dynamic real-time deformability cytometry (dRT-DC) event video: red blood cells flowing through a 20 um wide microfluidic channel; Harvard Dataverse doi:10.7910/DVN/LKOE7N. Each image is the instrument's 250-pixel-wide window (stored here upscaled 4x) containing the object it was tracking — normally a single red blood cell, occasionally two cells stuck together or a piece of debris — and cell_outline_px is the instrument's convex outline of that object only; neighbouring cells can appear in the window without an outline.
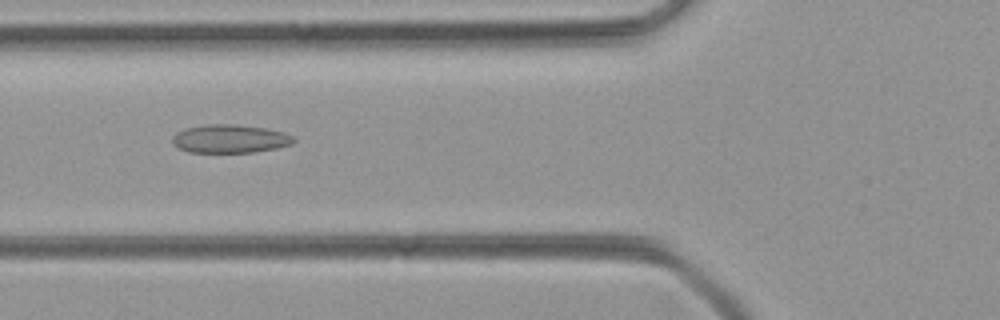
{"species": "common noctule bat (a hibernating species)", "species_latin": "Nyctalus noctula", "temperature_condition": "room temperature", "stored_images_in_passage": 50, "camera_frame_rate_fps": 3000, "um_per_image_px": 0.085, "animal": {"sex": "female", "body_mass_g": 21.9}, "frame": {"image": 1, "passage_image": 19, "time_ms": 6.0, "image_size_px": [1000, 320], "cell_outline_px": [[296, 140], [292, 144], [276, 148], [252, 152], [188, 152], [176, 148], [172, 144], [172, 136], [176, 132], [184, 128], [204, 124], [236, 124], [264, 128], [284, 132], [292, 136]], "centroid_in_image_um": [19.49, 11.79], "position_along_channel_um": 106.3, "area_um2": 20.23}}
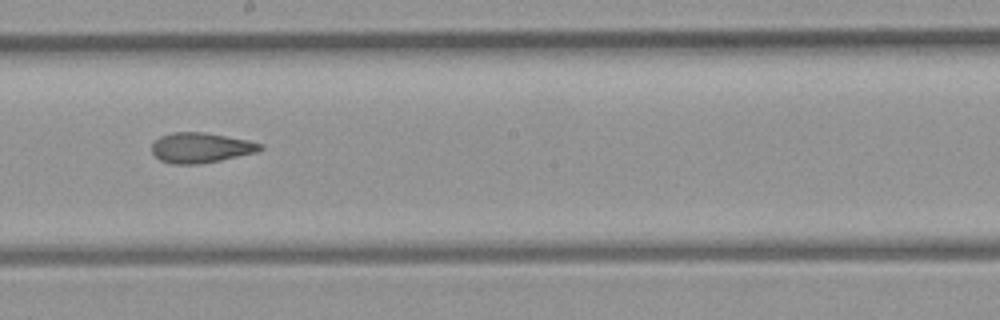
{"frame": {"image": 2, "passage_image": 28, "time_ms": 9.0, "image_size_px": [1000, 320], "cell_outline_px": [[264, 148], [256, 152], [220, 160], [200, 164], [172, 164], [160, 160], [152, 152], [152, 144], [160, 136], [172, 132], [204, 132], [248, 140], [260, 144]], "centroid_in_image_um": [17.04, 12.55], "position_along_channel_um": 231.2, "area_um2": 18.9}}
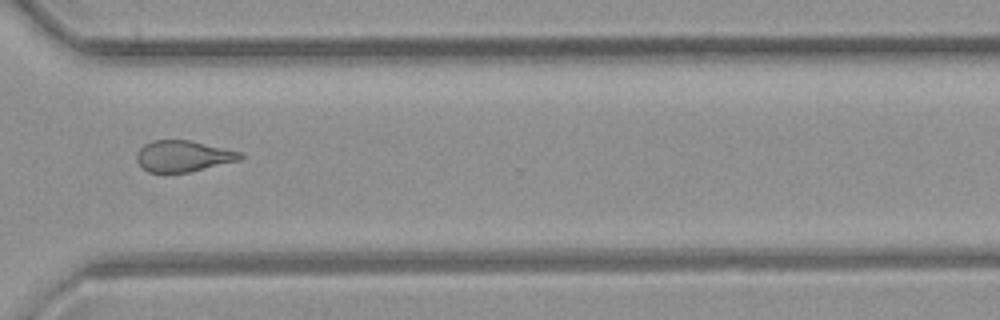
{"frame": {"image": 3, "passage_image": 37, "time_ms": 12.0, "image_size_px": [1000, 320], "cell_outline_px": [[244, 156], [240, 160], [188, 172], [148, 172], [136, 160], [136, 152], [144, 144], [152, 140], [192, 140], [244, 152]], "centroid_in_image_um": [15.6, 13.25], "position_along_channel_um": 355.0, "area_um2": 18.96}}